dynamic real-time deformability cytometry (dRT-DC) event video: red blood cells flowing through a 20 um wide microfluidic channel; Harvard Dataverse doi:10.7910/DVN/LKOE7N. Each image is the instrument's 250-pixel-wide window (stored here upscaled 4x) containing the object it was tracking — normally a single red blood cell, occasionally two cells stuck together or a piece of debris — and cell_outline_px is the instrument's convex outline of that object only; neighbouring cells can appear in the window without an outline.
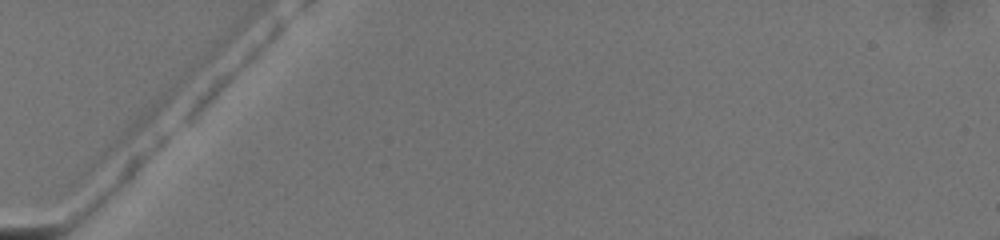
{"species": "common noctule bat (a hibernating species)", "species_latin": "Nyctalus noctula", "temperature_condition": "warm", "stored_images_in_passage": 4, "camera_frame_rate_fps": 3000, "um_per_image_px": 0.085, "animal": {"sex": "female", "body_mass_g": 19.5, "forearm_length_mm": 54.1}, "frame": {"image": 1, "passage_image": 1, "time_ms": 0.0, "image_size_px": [1000, 240], "cell_outline_px": [[284, 28], [192, 120], [184, 120], [184, 112], [216, 80], [276, 24], [284, 20]], "centroid_in_image_um": [19.69, 6.21], "position_along_channel_um": 65.3, "area_um2": 10.12}}